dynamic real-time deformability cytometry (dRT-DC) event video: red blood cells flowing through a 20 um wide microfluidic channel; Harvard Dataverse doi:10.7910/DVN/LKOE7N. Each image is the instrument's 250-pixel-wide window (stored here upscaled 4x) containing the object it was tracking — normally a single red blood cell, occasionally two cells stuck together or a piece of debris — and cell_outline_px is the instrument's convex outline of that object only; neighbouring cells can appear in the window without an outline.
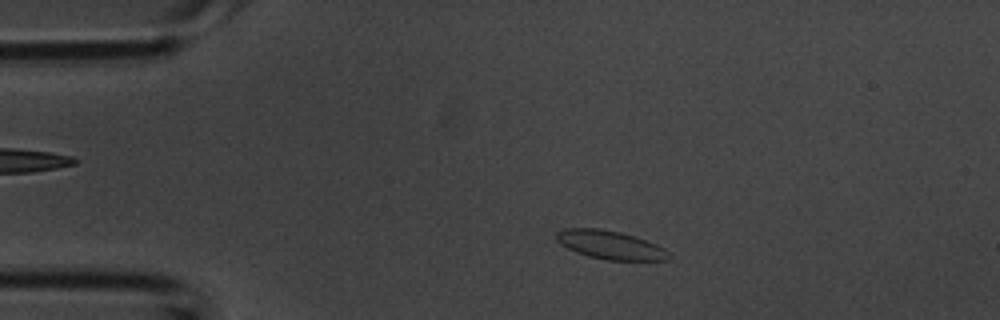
{"species": "common noctule bat (a hibernating species)", "species_latin": "Nyctalus noctula", "temperature_condition": "room temperature", "stored_images_in_passage": 41, "camera_frame_rate_fps": 3000, "um_per_image_px": 0.085, "animal": {"sex": "male", "body_mass_g": 20.1, "forearm_length_mm": 53.5}, "frame": {"image": 1, "passage_image": 6, "time_ms": 1.667, "image_size_px": [1000, 320], "cell_outline_px": [[672, 256], [668, 260], [604, 260], [588, 256], [576, 252], [560, 244], [556, 240], [556, 232], [564, 228], [600, 228], [620, 232], [656, 244], [664, 248]], "centroid_in_image_um": [51.85, 20.82], "position_along_channel_um": 33.2, "area_um2": 18.67}}
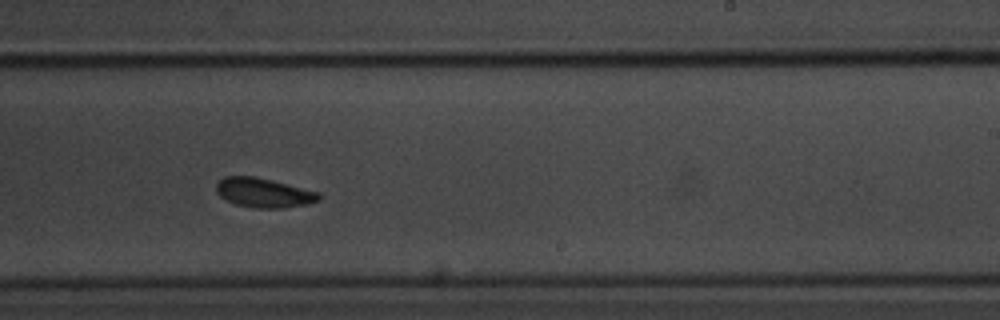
{"frame": {"image": 2, "passage_image": 24, "time_ms": 7.667, "image_size_px": [1000, 320], "cell_outline_px": [[320, 200], [308, 204], [284, 208], [256, 208], [236, 204], [220, 196], [216, 192], [216, 184], [224, 176], [256, 176], [320, 192]], "centroid_in_image_um": [22.43, 16.38], "position_along_channel_um": 266.6, "area_um2": 17.63}}
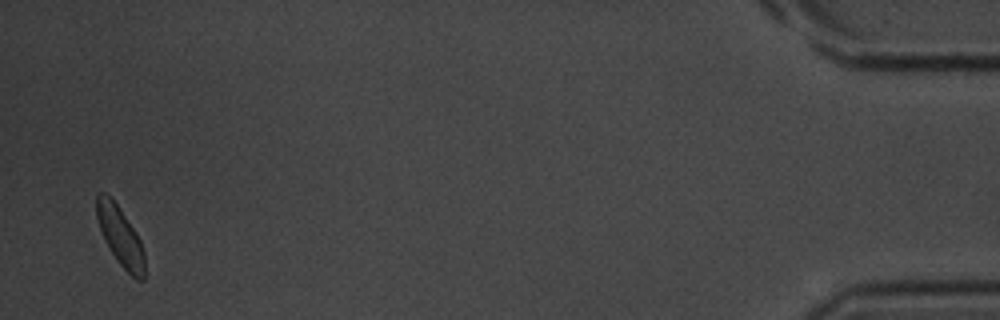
{"frame": {"image": 3, "passage_image": 40, "time_ms": 13.0, "image_size_px": [1000, 320], "cell_outline_px": [[144, 280], [136, 280], [116, 260], [108, 248], [104, 240], [96, 216], [96, 196], [100, 192], [104, 192], [116, 204], [136, 232], [140, 240], [144, 252]], "centroid_in_image_um": [10.22, 20.11], "position_along_channel_um": 425.0, "area_um2": 16.36}}